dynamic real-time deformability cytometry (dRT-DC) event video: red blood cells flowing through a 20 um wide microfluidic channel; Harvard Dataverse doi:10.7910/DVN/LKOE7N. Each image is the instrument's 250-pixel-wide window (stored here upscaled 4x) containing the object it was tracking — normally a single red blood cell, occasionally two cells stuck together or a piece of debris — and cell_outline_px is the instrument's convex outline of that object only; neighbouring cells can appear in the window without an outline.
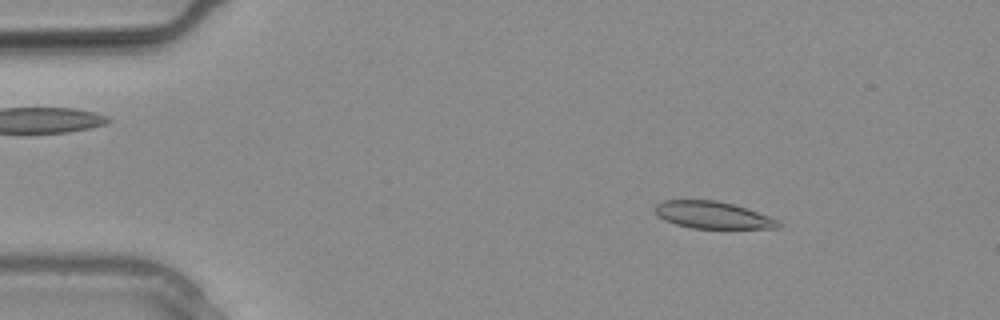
{"species": "common noctule bat (a hibernating species)", "species_latin": "Nyctalus noctula", "temperature_condition": "warm", "stored_images_in_passage": 9, "camera_frame_rate_fps": 3000, "um_per_image_px": 0.085, "animal": {"sex": "male", "body_mass_g": 20.4}, "frame": {"image": 1, "passage_image": 3, "time_ms": 0.667, "image_size_px": [1000, 320], "cell_outline_px": [[780, 228], [692, 228], [676, 224], [664, 220], [656, 216], [652, 208], [656, 204], [664, 200], [716, 200], [732, 204], [780, 220]], "centroid_in_image_um": [60.51, 18.27], "position_along_channel_um": 24.5, "area_um2": 19.42}}
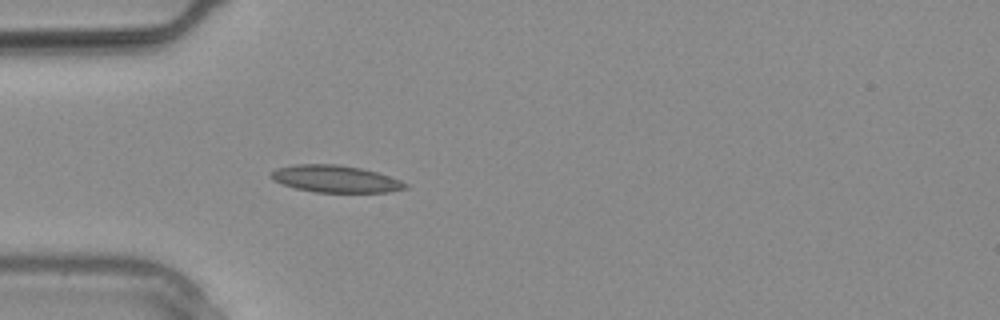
{"frame": {"image": 2, "passage_image": 7, "time_ms": 2.0, "image_size_px": [1000, 320], "cell_outline_px": [[408, 188], [388, 192], [316, 192], [296, 188], [272, 180], [268, 176], [276, 168], [296, 164], [336, 164], [360, 168], [376, 172], [400, 180], [408, 184]], "centroid_in_image_um": [28.5, 15.2], "position_along_channel_um": 56.5, "area_um2": 21.04}}